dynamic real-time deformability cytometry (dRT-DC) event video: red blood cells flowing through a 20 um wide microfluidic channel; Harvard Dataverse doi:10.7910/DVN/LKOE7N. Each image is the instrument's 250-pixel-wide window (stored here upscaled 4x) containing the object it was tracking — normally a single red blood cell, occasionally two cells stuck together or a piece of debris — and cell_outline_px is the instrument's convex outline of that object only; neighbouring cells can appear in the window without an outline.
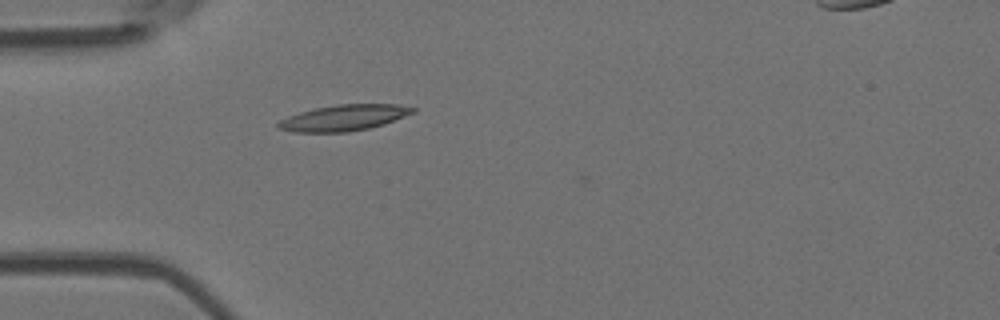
{"species": "Egyptian fruit bat (a non-hibernating species)", "species_latin": "Rousettus aegyptiacus", "temperature_condition": "room temperature", "stored_images_in_passage": 40, "segment_of_instrument_passage": [1, 2], "camera_frame_rate_fps": 3000, "um_per_image_px": 0.085, "animal": {"sex": "female"}, "frame": {"image": 1, "passage_image": 1, "time_ms": 0.0, "image_size_px": [1000, 320], "cell_outline_px": [[416, 112], [384, 124], [368, 128], [348, 132], [292, 132], [280, 128], [276, 124], [280, 120], [288, 116], [300, 112], [316, 108], [340, 104], [396, 104], [416, 108]], "centroid_in_image_um": [29.25, 10.01], "position_along_channel_um": 55.7, "area_um2": 20.23}}
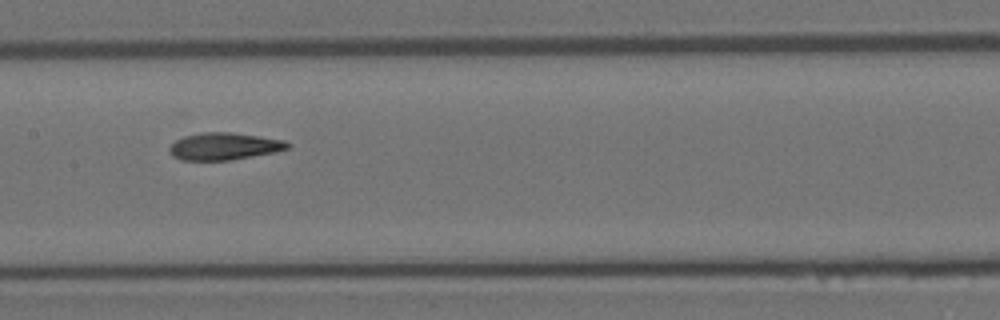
{"frame": {"image": 2, "passage_image": 12, "time_ms": 3.667, "image_size_px": [1000, 320], "cell_outline_px": [[292, 144], [288, 148], [276, 152], [232, 160], [180, 160], [172, 156], [168, 152], [168, 148], [176, 140], [184, 136], [200, 132], [232, 132], [260, 136], [284, 140]], "centroid_in_image_um": [19.05, 12.43], "position_along_channel_um": 188.4, "area_um2": 18.96}}
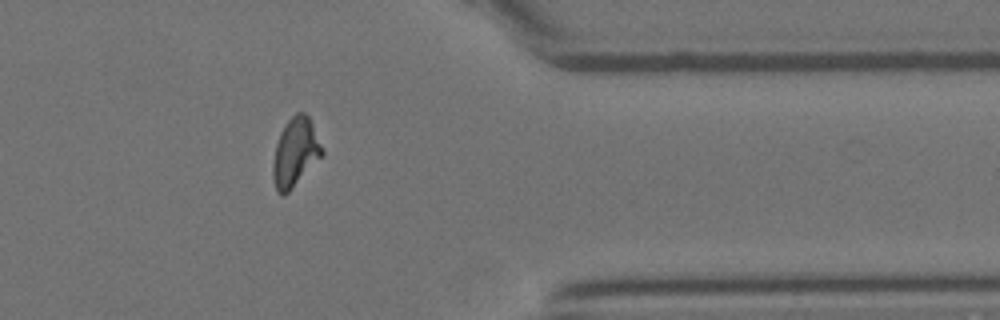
{"frame": {"image": 3, "passage_image": 29, "time_ms": 9.333, "image_size_px": [1000, 320], "cell_outline_px": [[324, 156], [284, 196], [280, 196], [276, 192], [272, 176], [272, 164], [276, 144], [280, 132], [284, 124], [296, 112], [304, 112], [308, 116], [312, 124], [324, 152]], "centroid_in_image_um": [25.09, 12.98], "position_along_channel_um": 386.3, "area_um2": 19.88}}